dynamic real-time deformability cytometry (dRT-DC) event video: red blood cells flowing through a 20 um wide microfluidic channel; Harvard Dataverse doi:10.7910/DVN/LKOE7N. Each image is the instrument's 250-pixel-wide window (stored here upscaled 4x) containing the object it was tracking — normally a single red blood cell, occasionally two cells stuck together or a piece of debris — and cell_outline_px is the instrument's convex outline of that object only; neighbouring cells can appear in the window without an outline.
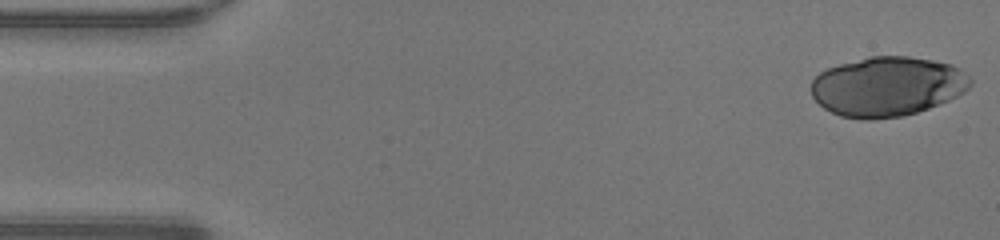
{"species": "human", "species_latin": "Homo sapiens", "temperature_condition": "warm", "stored_images_in_passage": 46, "segment_of_instrument_passage": [1, 2], "camera_frame_rate_fps": 3000, "um_per_image_px": 0.085, "donor": {"sex": "male"}, "frame": {"image": 1, "passage_image": 1, "time_ms": 0.0, "image_size_px": [1000, 240], "cell_outline_px": [[972, 84], [964, 92], [948, 100], [928, 108], [916, 112], [900, 116], [872, 120], [868, 120], [840, 116], [824, 108], [812, 96], [812, 80], [820, 72], [828, 68], [840, 64], [872, 56], [908, 56], [932, 60], [952, 64], [960, 68], [972, 80]], "centroid_in_image_um": [75.43, 7.35], "position_along_channel_um": 9.6, "area_um2": 55.08}}
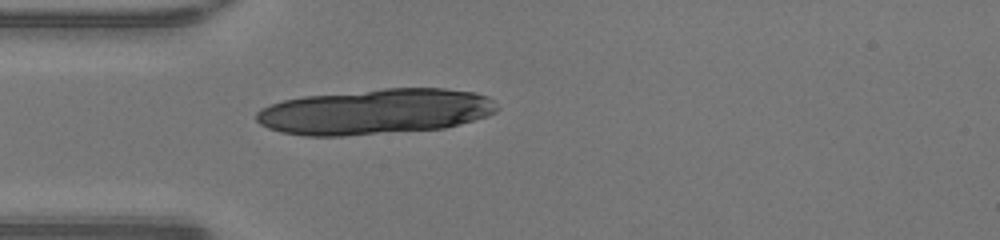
{"frame": {"image": 2, "passage_image": 13, "time_ms": 4.0, "image_size_px": [1000, 240], "cell_outline_px": [[500, 108], [496, 112], [488, 116], [460, 124], [444, 128], [344, 136], [304, 136], [280, 132], [268, 128], [260, 124], [256, 120], [256, 112], [260, 108], [284, 100], [304, 96], [384, 88], [444, 88], [476, 92], [488, 96]], "centroid_in_image_um": [31.92, 9.49], "position_along_channel_um": 53.1, "area_um2": 64.1}}